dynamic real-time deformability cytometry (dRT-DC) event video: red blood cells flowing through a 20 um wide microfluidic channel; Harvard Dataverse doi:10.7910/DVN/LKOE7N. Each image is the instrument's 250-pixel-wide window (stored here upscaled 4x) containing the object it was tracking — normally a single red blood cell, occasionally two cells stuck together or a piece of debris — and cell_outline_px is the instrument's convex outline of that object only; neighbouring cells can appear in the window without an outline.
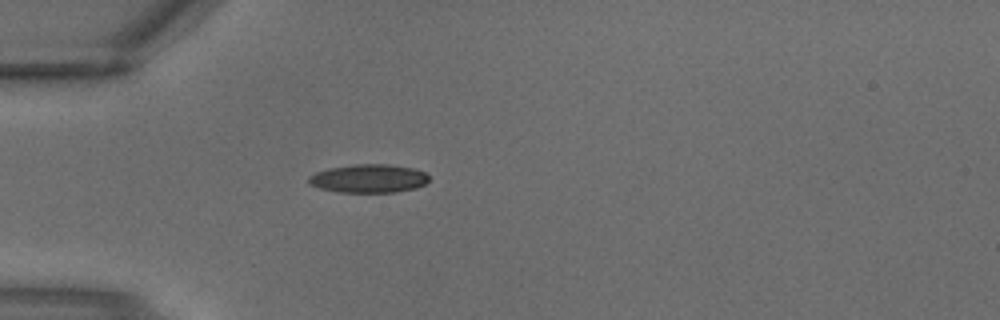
{"species": "common noctule bat (a hibernating species)", "species_latin": "Nyctalus noctula", "temperature_condition": "warm", "stored_images_in_passage": 2, "camera_frame_rate_fps": 3000, "um_per_image_px": 0.085, "animal": {"sex": "male", "body_mass_g": 18.8}, "frame": {"image": 1, "passage_image": 2, "time_ms": 0.333, "image_size_px": [1000, 320], "cell_outline_px": [[428, 180], [424, 184], [416, 188], [396, 192], [336, 192], [320, 188], [308, 184], [308, 176], [316, 172], [332, 168], [352, 164], [388, 164], [412, 168], [424, 172], [428, 176]], "centroid_in_image_um": [31.31, 15.17], "position_along_channel_um": 53.7, "area_um2": 19.88}}